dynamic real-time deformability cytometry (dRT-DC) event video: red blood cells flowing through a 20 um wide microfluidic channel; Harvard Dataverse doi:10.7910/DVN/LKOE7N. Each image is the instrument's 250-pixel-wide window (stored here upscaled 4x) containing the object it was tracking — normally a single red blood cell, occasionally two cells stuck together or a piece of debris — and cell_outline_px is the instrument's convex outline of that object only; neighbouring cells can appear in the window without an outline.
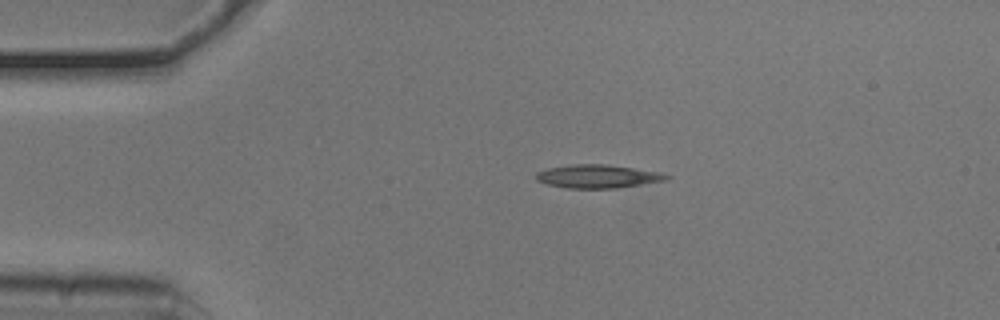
{"species": "common noctule bat (a hibernating species)", "species_latin": "Nyctalus noctula", "temperature_condition": "cold", "stored_images_in_passage": 43, "camera_frame_rate_fps": 3000, "um_per_image_px": 0.085, "animal": {"sex": "male", "body_mass_g": 20.5, "forearm_length_mm": 52.5}, "frame": {"image": 1, "passage_image": 1, "time_ms": 0.0, "image_size_px": [1000, 320], "cell_outline_px": [[672, 176], [668, 180], [616, 188], [568, 188], [548, 184], [536, 180], [536, 172], [548, 168], [572, 164], [604, 164], [660, 172]], "centroid_in_image_um": [50.82, 14.99], "position_along_channel_um": 34.2, "area_um2": 17.63}}
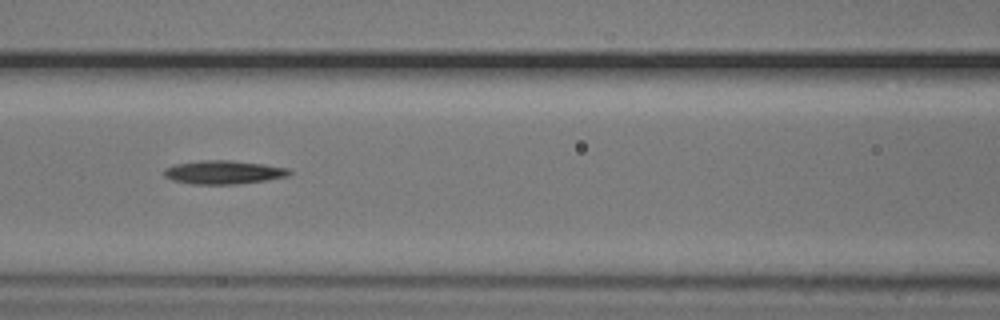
{"frame": {"image": 2, "passage_image": 13, "time_ms": 4.0, "image_size_px": [1000, 320], "cell_outline_px": [[292, 172], [288, 176], [264, 180], [236, 184], [192, 184], [172, 180], [164, 176], [164, 168], [176, 164], [200, 160], [228, 160], [264, 164], [288, 168]], "centroid_in_image_um": [18.98, 14.64], "position_along_channel_um": 147.6, "area_um2": 17.11}}
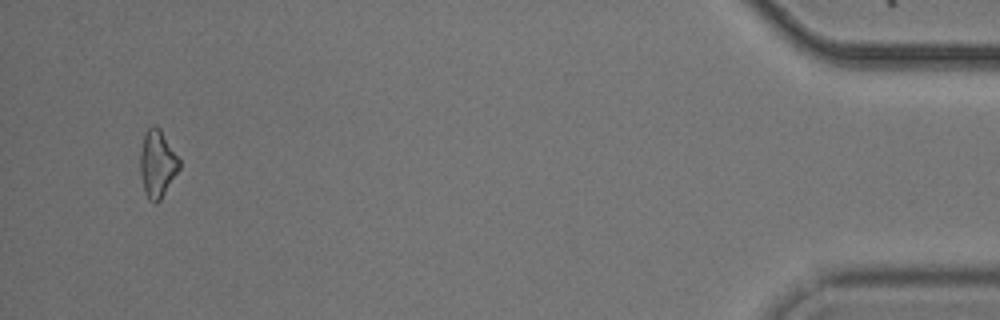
{"frame": {"image": 3, "passage_image": 41, "time_ms": 13.333, "image_size_px": [1000, 320], "cell_outline_px": [[180, 168], [160, 200], [156, 204], [152, 204], [148, 200], [144, 192], [140, 172], [140, 152], [144, 136], [148, 128], [152, 124], [156, 124], [160, 128], [180, 160]], "centroid_in_image_um": [13.36, 13.93], "position_along_channel_um": 421.8, "area_um2": 15.43}, "authors_computed_cell_mechanics": {"area_um2": 15.895, "velocity_mm_per_s": 3.7933, "shape_relaxation_time_tau1_ms": 1.6967, "shape_relaxation_time_tau2_ms": null, "deformation_change_tau1": 0.0878, "deformation_change_tau2": null}}